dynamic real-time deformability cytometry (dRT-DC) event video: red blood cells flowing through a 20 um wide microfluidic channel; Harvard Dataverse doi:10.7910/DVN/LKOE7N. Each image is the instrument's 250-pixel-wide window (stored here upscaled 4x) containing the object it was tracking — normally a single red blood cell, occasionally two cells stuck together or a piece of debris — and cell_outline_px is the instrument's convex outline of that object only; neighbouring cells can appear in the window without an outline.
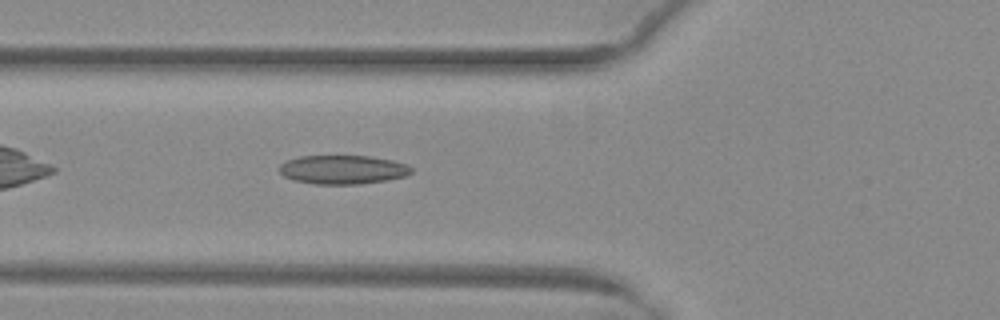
{"species": "common noctule bat (a hibernating species)", "species_latin": "Nyctalus noctula", "temperature_condition": "warm", "stored_images_in_passage": 32, "camera_frame_rate_fps": 3000, "um_per_image_px": 0.085, "animal": {"sex": "female", "body_mass_g": 29.2, "forearm_length_mm": 56.3}, "frame": {"image": 1, "passage_image": 5, "time_ms": 1.333, "image_size_px": [1000, 320], "cell_outline_px": [[412, 172], [408, 176], [388, 180], [360, 184], [312, 184], [292, 180], [284, 176], [280, 172], [280, 164], [288, 160], [300, 156], [368, 156], [392, 160], [408, 164], [412, 168]], "centroid_in_image_um": [29.17, 14.42], "position_along_channel_um": 96.6, "area_um2": 22.37}}
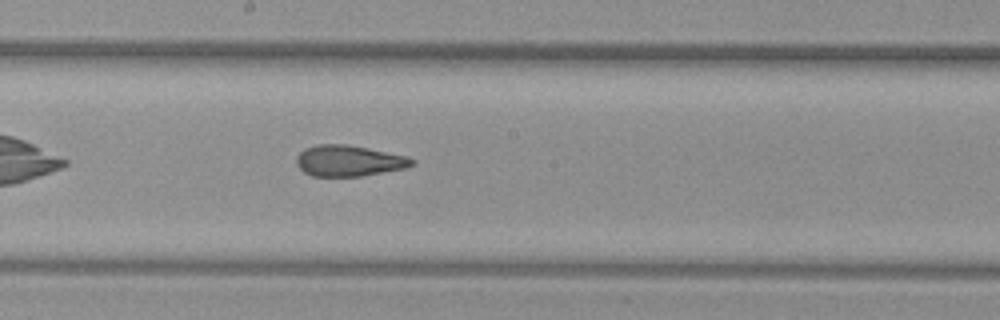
{"frame": {"image": 2, "passage_image": 14, "time_ms": 4.333, "image_size_px": [1000, 320], "cell_outline_px": [[416, 164], [404, 168], [360, 176], [312, 176], [304, 172], [296, 164], [296, 156], [304, 148], [316, 144], [344, 144], [368, 148], [408, 156], [416, 160]], "centroid_in_image_um": [29.64, 13.66], "position_along_channel_um": 218.6, "area_um2": 20.92}}
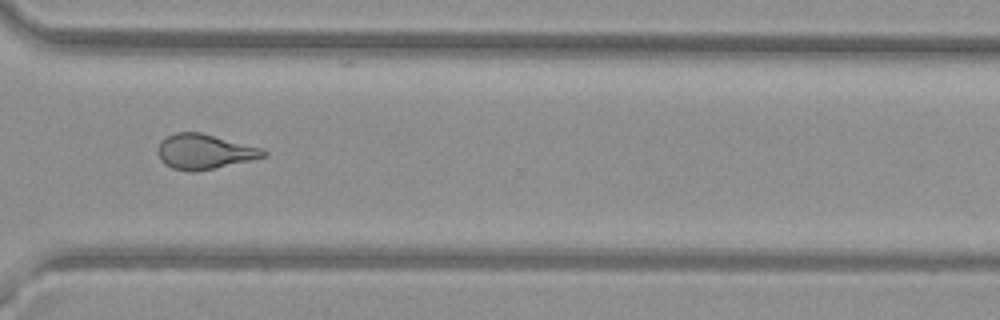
{"frame": {"image": 3, "passage_image": 24, "time_ms": 7.667, "image_size_px": [1000, 320], "cell_outline_px": [[268, 156], [252, 160], [192, 172], [172, 168], [164, 164], [160, 160], [156, 152], [160, 140], [176, 132], [200, 132], [264, 148], [268, 152]], "centroid_in_image_um": [17.38, 12.88], "position_along_channel_um": 353.2, "area_um2": 21.68}, "authors_computed_cell_mechanics": {"area_um2": 21.5016, "velocity_mm_per_s": 4.0516, "shape_relaxation_time_tau1_ms": null, "shape_relaxation_time_tau2_ms": 1.861, "deformation_change_tau1": null, "deformation_change_tau2": 0.0969}}